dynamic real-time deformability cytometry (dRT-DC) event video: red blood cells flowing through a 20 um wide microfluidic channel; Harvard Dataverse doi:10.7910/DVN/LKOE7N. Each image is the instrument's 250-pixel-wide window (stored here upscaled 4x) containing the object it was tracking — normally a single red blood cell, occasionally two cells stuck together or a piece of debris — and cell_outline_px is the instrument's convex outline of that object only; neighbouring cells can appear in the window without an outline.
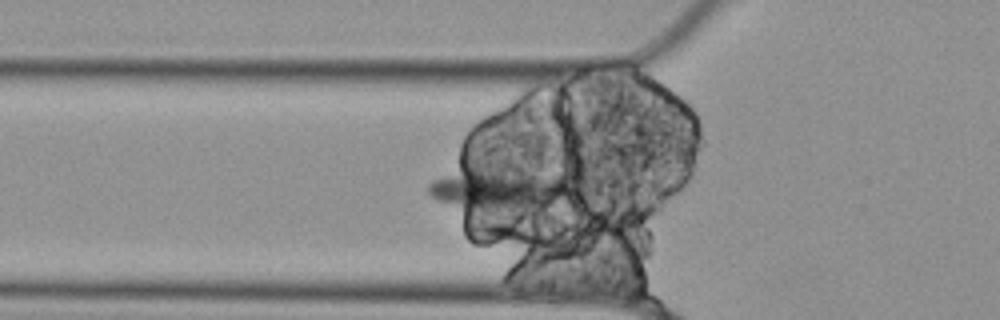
{"species": "Egyptian fruit bat (a non-hibernating species)", "species_latin": "Rousettus aegyptiacus", "temperature_condition": "cold", "stored_images_in_passage": 53, "camera_frame_rate_fps": 3000, "um_per_image_px": 0.085, "animal": {"sex": "female"}, "frame": {"image": 1, "passage_image": 18, "time_ms": 5.667, "image_size_px": [1000, 320], "cell_outline_px": [[572, 196], [548, 204], [528, 208], [472, 208], [436, 200], [428, 192], [428, 184], [432, 180], [480, 164], [564, 184], [572, 192]], "centroid_in_image_um": [42.15, 16.07], "position_along_channel_um": 83.6, "area_um2": 31.62}}
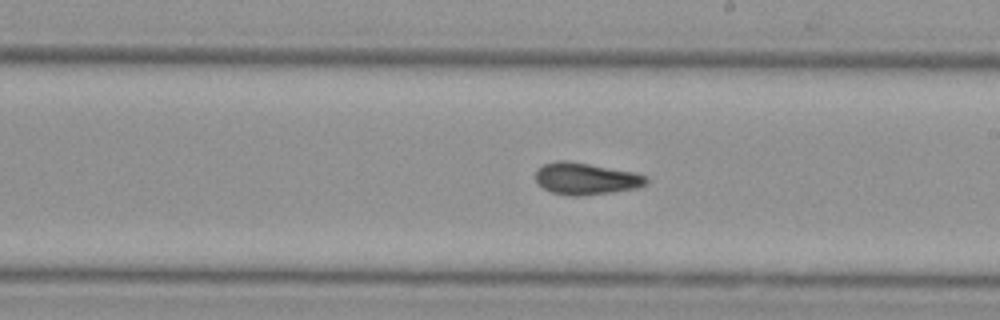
{"frame": {"image": 2, "passage_image": 31, "time_ms": 10.0, "image_size_px": [1000, 320], "cell_outline_px": [[648, 184], [640, 188], [612, 192], [580, 196], [572, 196], [552, 192], [544, 188], [536, 180], [536, 168], [544, 164], [556, 160], [568, 160], [636, 172], [648, 176]], "centroid_in_image_um": [49.85, 15.18], "position_along_channel_um": 239.1, "area_um2": 20.87}}
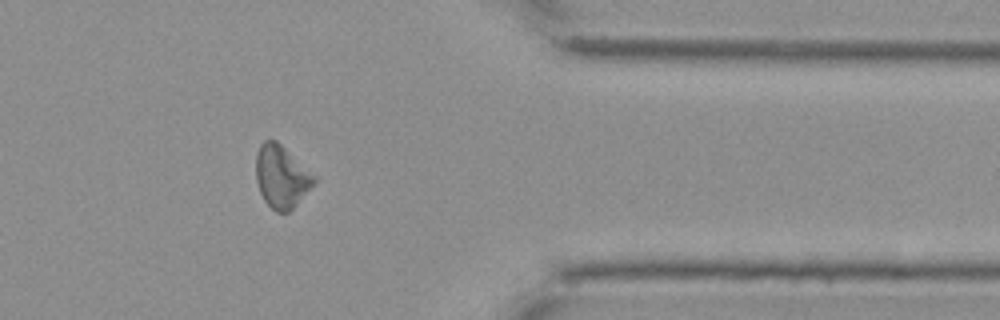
{"frame": {"image": 3, "passage_image": 45, "time_ms": 14.667, "image_size_px": [1000, 320], "cell_outline_px": [[316, 184], [288, 212], [276, 212], [264, 200], [260, 192], [256, 180], [256, 152], [260, 144], [264, 140], [276, 140], [316, 176]], "centroid_in_image_um": [23.93, 15.01], "position_along_channel_um": 387.5, "area_um2": 21.15}, "authors_computed_cell_mechanics": {"area_um2": 20.9814, "velocity_mm_per_s": 3.5285, "shape_relaxation_time_tau1_ms": null, "shape_relaxation_time_tau2_ms": 4.4809, "deformation_change_tau1": null, "deformation_change_tau2": 0.1027}}